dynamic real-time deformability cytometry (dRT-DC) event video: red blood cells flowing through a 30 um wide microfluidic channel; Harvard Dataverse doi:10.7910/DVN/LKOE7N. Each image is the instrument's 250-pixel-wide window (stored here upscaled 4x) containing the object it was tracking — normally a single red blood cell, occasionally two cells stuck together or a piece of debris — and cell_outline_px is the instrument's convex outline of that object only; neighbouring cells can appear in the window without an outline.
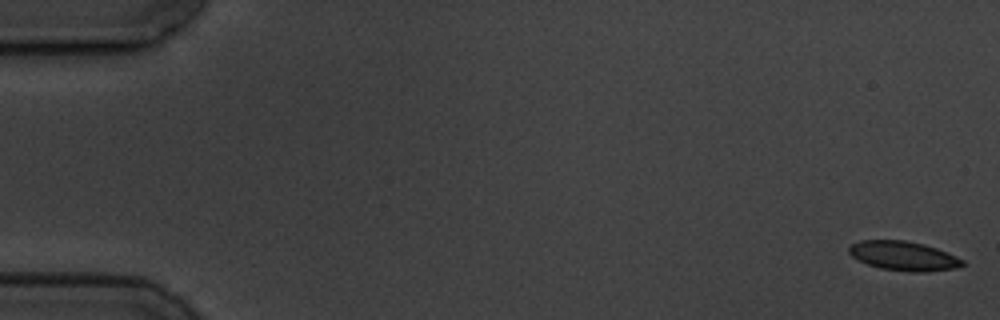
{"species": "common noctule bat (a hibernating species)", "species_latin": "Nyctalus noctula", "temperature_condition": "cold", "stored_images_in_passage": 5, "camera_frame_rate_fps": 3000, "um_per_image_px": 0.085, "animal": {"sex": "male", "body_mass_g": 19.5, "forearm_length_mm": 54.6}, "frame": {"image": 1, "passage_image": 1, "time_ms": 0.0, "image_size_px": [1000, 320], "cell_outline_px": [[964, 264], [956, 268], [924, 272], [912, 272], [880, 268], [868, 264], [852, 256], [848, 252], [848, 248], [852, 244], [860, 240], [904, 240], [924, 244], [948, 252], [964, 260]], "centroid_in_image_um": [76.81, 21.75], "position_along_channel_um": 8.2, "area_um2": 19.31}}
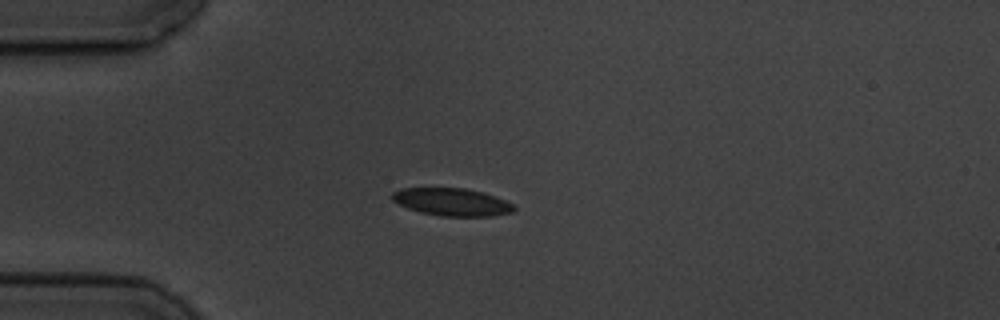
{"frame": {"image": 2, "passage_image": 5, "time_ms": 4.667, "image_size_px": [1000, 320], "cell_outline_px": [[516, 212], [492, 216], [440, 216], [420, 212], [408, 208], [392, 200], [392, 192], [400, 188], [464, 188], [484, 192], [504, 200], [512, 204], [516, 208]], "centroid_in_image_um": [38.43, 17.17], "position_along_channel_um": 46.6, "area_um2": 19.65}}